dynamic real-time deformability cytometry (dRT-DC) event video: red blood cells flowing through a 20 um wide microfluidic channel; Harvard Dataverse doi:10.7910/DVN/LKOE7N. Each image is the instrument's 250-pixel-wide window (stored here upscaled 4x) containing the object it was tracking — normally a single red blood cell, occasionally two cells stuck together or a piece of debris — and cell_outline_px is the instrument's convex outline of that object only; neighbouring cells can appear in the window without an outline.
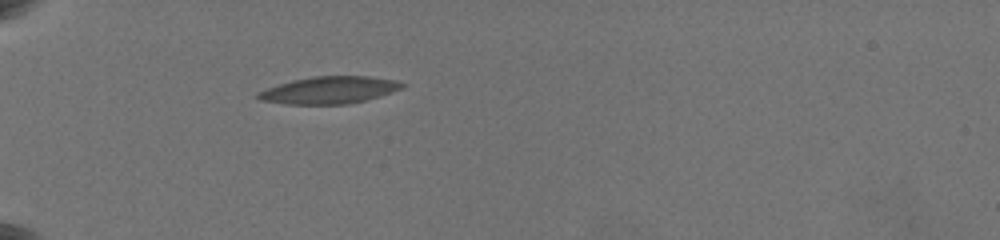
{"species": "common noctule bat (a hibernating species)", "species_latin": "Nyctalus noctula", "temperature_condition": "warm", "stored_images_in_passage": 2, "camera_frame_rate_fps": 3000, "um_per_image_px": 0.085, "animal": {"sex": "female", "body_mass_g": 19.5, "forearm_length_mm": 54.1}, "frame": {"image": 1, "passage_image": 1, "time_ms": 0.0, "image_size_px": [1000, 240], "cell_outline_px": [[408, 84], [400, 88], [364, 100], [344, 104], [288, 104], [260, 100], [256, 96], [260, 92], [268, 88], [292, 80], [316, 76], [364, 76], [396, 80]], "centroid_in_image_um": [27.97, 7.65], "position_along_channel_um": 57.0, "area_um2": 22.2}}